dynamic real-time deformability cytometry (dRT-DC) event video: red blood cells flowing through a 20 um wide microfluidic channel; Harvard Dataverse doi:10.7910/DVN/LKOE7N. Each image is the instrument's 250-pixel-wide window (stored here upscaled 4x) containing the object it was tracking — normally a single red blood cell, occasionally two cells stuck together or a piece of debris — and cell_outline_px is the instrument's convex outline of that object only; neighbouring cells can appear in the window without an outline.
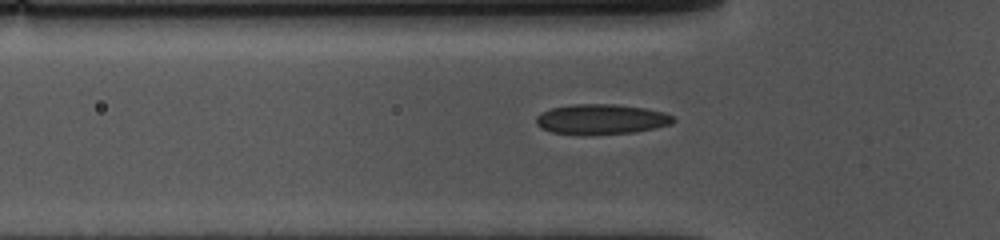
{"species": "common noctule bat (a hibernating species)", "species_latin": "Nyctalus noctula", "temperature_condition": "cold", "stored_images_in_passage": 38, "camera_frame_rate_fps": 3000, "um_per_image_px": 0.085, "animal": {"sex": "female", "body_mass_g": 10.0, "forearm_length_mm": 53.1}, "frame": {"image": 1, "passage_image": 3, "time_ms": 0.667, "image_size_px": [1000, 240], "cell_outline_px": [[676, 120], [672, 124], [656, 128], [636, 132], [552, 132], [540, 128], [536, 124], [536, 116], [540, 112], [552, 108], [572, 104], [616, 104], [644, 108], [664, 112], [676, 116]], "centroid_in_image_um": [51.16, 10.09], "position_along_channel_um": 74.6, "area_um2": 23.47}}
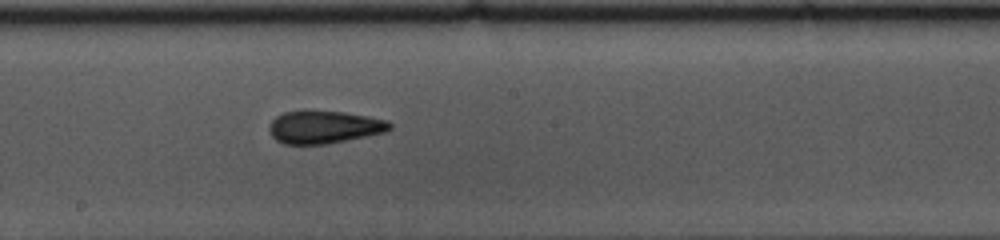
{"frame": {"image": 2, "passage_image": 15, "time_ms": 4.667, "image_size_px": [1000, 240], "cell_outline_px": [[392, 128], [388, 132], [328, 144], [284, 144], [276, 140], [272, 136], [268, 128], [272, 120], [276, 116], [284, 112], [344, 112], [368, 116], [388, 120], [392, 124]], "centroid_in_image_um": [27.6, 10.82], "position_along_channel_um": 220.6, "area_um2": 22.89}}
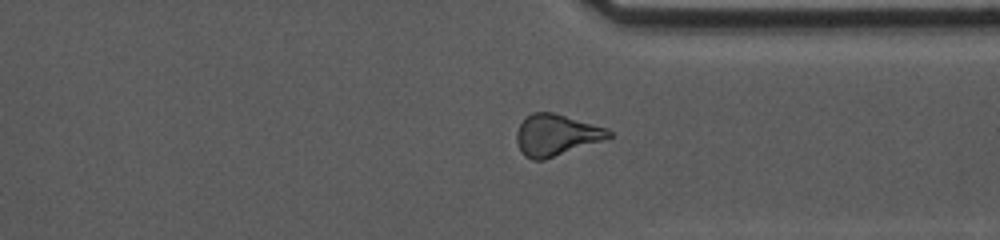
{"frame": {"image": 3, "passage_image": 27, "time_ms": 8.667, "image_size_px": [1000, 240], "cell_outline_px": [[612, 136], [604, 140], [544, 160], [532, 160], [524, 156], [520, 152], [516, 140], [516, 132], [520, 124], [532, 112], [552, 112], [608, 128], [612, 132]], "centroid_in_image_um": [47.27, 11.49], "position_along_channel_um": 364.1, "area_um2": 22.25}}